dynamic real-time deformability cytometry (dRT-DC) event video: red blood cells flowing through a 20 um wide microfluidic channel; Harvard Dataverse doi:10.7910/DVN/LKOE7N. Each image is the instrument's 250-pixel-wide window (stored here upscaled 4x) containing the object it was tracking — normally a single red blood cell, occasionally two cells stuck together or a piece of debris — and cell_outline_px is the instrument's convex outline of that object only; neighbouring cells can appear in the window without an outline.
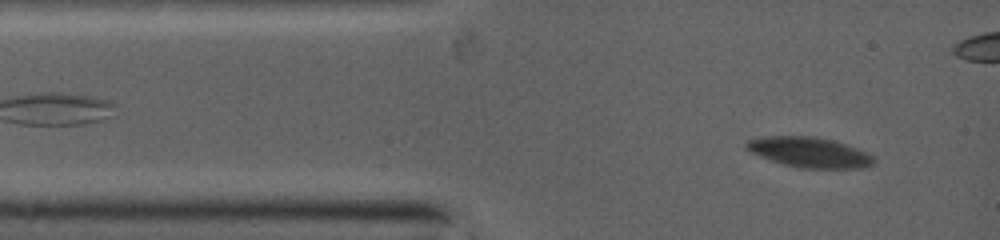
{"species": "common noctule bat (a hibernating species)", "species_latin": "Nyctalus noctula", "temperature_condition": "warm", "stored_images_in_passage": 29, "camera_frame_rate_fps": 5000, "um_per_image_px": 0.085, "animal": {"sex": "female", "body_mass_g": 19.0, "forearm_length_mm": 53.3}, "frame": {"image": 1, "passage_image": 2, "time_ms": 0.4, "image_size_px": [1000, 240], "cell_outline_px": [[872, 164], [860, 168], [804, 168], [772, 160], [752, 152], [748, 148], [748, 140], [772, 136], [800, 136], [828, 140], [864, 152], [872, 156]], "centroid_in_image_um": [68.78, 12.96], "position_along_channel_um": 16.2, "area_um2": 20.92}}
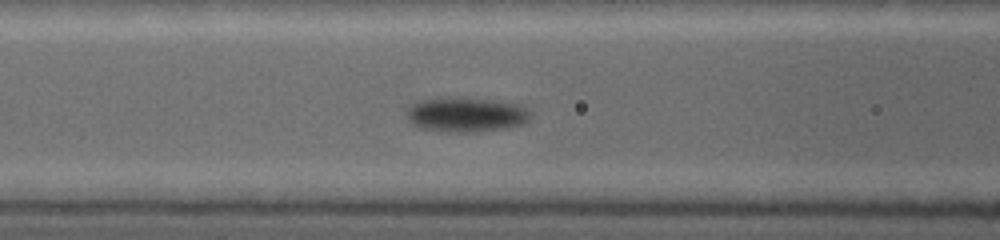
{"frame": {"image": 2, "passage_image": 20, "time_ms": 4.0, "image_size_px": [1000, 240], "cell_outline_px": [[528, 120], [520, 124], [496, 128], [464, 132], [448, 132], [420, 128], [408, 116], [408, 108], [424, 100], [472, 100], [508, 104], [520, 108], [528, 112]], "centroid_in_image_um": [39.53, 9.8], "position_along_channel_um": 127.1, "area_um2": 22.31}}
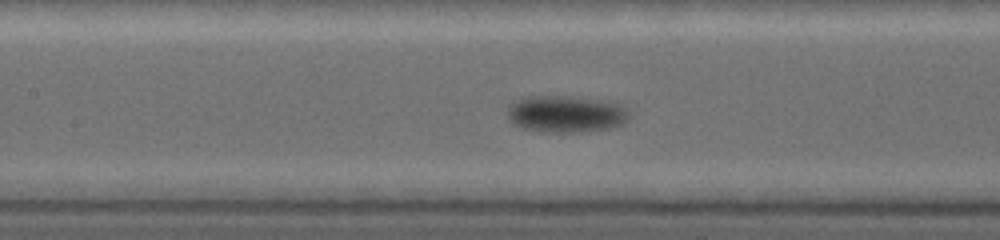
{"frame": {"image": 3, "passage_image": 25, "time_ms": 4.8, "image_size_px": [1000, 240], "cell_outline_px": [[620, 120], [616, 124], [608, 128], [568, 132], [544, 132], [524, 128], [512, 124], [508, 116], [508, 112], [512, 104], [516, 100], [532, 96], [584, 100], [616, 108], [620, 112]], "centroid_in_image_um": [47.73, 9.75], "position_along_channel_um": 159.7, "area_um2": 23.0}}